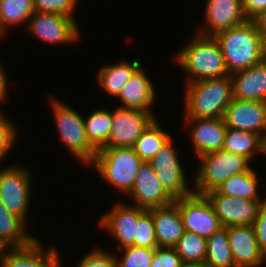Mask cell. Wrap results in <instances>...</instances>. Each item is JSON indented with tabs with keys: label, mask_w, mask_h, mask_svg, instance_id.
Returning <instances> with one entry per match:
<instances>
[{
	"label": "cell",
	"mask_w": 266,
	"mask_h": 267,
	"mask_svg": "<svg viewBox=\"0 0 266 267\" xmlns=\"http://www.w3.org/2000/svg\"><path fill=\"white\" fill-rule=\"evenodd\" d=\"M229 75L246 70L266 58V43L255 20L217 33Z\"/></svg>",
	"instance_id": "cell-1"
},
{
	"label": "cell",
	"mask_w": 266,
	"mask_h": 267,
	"mask_svg": "<svg viewBox=\"0 0 266 267\" xmlns=\"http://www.w3.org/2000/svg\"><path fill=\"white\" fill-rule=\"evenodd\" d=\"M185 118H223L233 100L231 76L187 83Z\"/></svg>",
	"instance_id": "cell-2"
},
{
	"label": "cell",
	"mask_w": 266,
	"mask_h": 267,
	"mask_svg": "<svg viewBox=\"0 0 266 267\" xmlns=\"http://www.w3.org/2000/svg\"><path fill=\"white\" fill-rule=\"evenodd\" d=\"M176 57L181 68L191 75L187 83L229 75L221 47L214 36L196 33Z\"/></svg>",
	"instance_id": "cell-3"
},
{
	"label": "cell",
	"mask_w": 266,
	"mask_h": 267,
	"mask_svg": "<svg viewBox=\"0 0 266 267\" xmlns=\"http://www.w3.org/2000/svg\"><path fill=\"white\" fill-rule=\"evenodd\" d=\"M142 162L133 147H110L98 150L90 164L116 190L128 195Z\"/></svg>",
	"instance_id": "cell-4"
},
{
	"label": "cell",
	"mask_w": 266,
	"mask_h": 267,
	"mask_svg": "<svg viewBox=\"0 0 266 267\" xmlns=\"http://www.w3.org/2000/svg\"><path fill=\"white\" fill-rule=\"evenodd\" d=\"M199 159L201 164L194 179V193L199 195L216 190L231 176L252 169L249 159L224 150L204 154Z\"/></svg>",
	"instance_id": "cell-5"
},
{
	"label": "cell",
	"mask_w": 266,
	"mask_h": 267,
	"mask_svg": "<svg viewBox=\"0 0 266 267\" xmlns=\"http://www.w3.org/2000/svg\"><path fill=\"white\" fill-rule=\"evenodd\" d=\"M52 111L60 137L71 154L85 164H90L97 151L89 144L84 118L66 104L53 99Z\"/></svg>",
	"instance_id": "cell-6"
},
{
	"label": "cell",
	"mask_w": 266,
	"mask_h": 267,
	"mask_svg": "<svg viewBox=\"0 0 266 267\" xmlns=\"http://www.w3.org/2000/svg\"><path fill=\"white\" fill-rule=\"evenodd\" d=\"M179 207L184 229L208 239L213 233L222 228V224L205 195L193 193L175 199Z\"/></svg>",
	"instance_id": "cell-7"
},
{
	"label": "cell",
	"mask_w": 266,
	"mask_h": 267,
	"mask_svg": "<svg viewBox=\"0 0 266 267\" xmlns=\"http://www.w3.org/2000/svg\"><path fill=\"white\" fill-rule=\"evenodd\" d=\"M154 120L155 116L151 112L117 106L112 110L111 133L103 148L133 147Z\"/></svg>",
	"instance_id": "cell-8"
},
{
	"label": "cell",
	"mask_w": 266,
	"mask_h": 267,
	"mask_svg": "<svg viewBox=\"0 0 266 267\" xmlns=\"http://www.w3.org/2000/svg\"><path fill=\"white\" fill-rule=\"evenodd\" d=\"M30 174L27 168L17 165L0 169V201L24 222L30 202Z\"/></svg>",
	"instance_id": "cell-9"
},
{
	"label": "cell",
	"mask_w": 266,
	"mask_h": 267,
	"mask_svg": "<svg viewBox=\"0 0 266 267\" xmlns=\"http://www.w3.org/2000/svg\"><path fill=\"white\" fill-rule=\"evenodd\" d=\"M222 226L252 225L266 198L243 199L219 194L216 190L205 194Z\"/></svg>",
	"instance_id": "cell-10"
},
{
	"label": "cell",
	"mask_w": 266,
	"mask_h": 267,
	"mask_svg": "<svg viewBox=\"0 0 266 267\" xmlns=\"http://www.w3.org/2000/svg\"><path fill=\"white\" fill-rule=\"evenodd\" d=\"M172 143L170 139L151 159L150 164L164 189L174 199H178L193 194L194 189L187 187L186 175Z\"/></svg>",
	"instance_id": "cell-11"
},
{
	"label": "cell",
	"mask_w": 266,
	"mask_h": 267,
	"mask_svg": "<svg viewBox=\"0 0 266 267\" xmlns=\"http://www.w3.org/2000/svg\"><path fill=\"white\" fill-rule=\"evenodd\" d=\"M28 30L45 42L66 44L78 41L79 28L73 17L61 14L34 12L30 18Z\"/></svg>",
	"instance_id": "cell-12"
},
{
	"label": "cell",
	"mask_w": 266,
	"mask_h": 267,
	"mask_svg": "<svg viewBox=\"0 0 266 267\" xmlns=\"http://www.w3.org/2000/svg\"><path fill=\"white\" fill-rule=\"evenodd\" d=\"M223 119L227 128L253 132L266 142V102L233 98Z\"/></svg>",
	"instance_id": "cell-13"
},
{
	"label": "cell",
	"mask_w": 266,
	"mask_h": 267,
	"mask_svg": "<svg viewBox=\"0 0 266 267\" xmlns=\"http://www.w3.org/2000/svg\"><path fill=\"white\" fill-rule=\"evenodd\" d=\"M135 201L134 206L149 210L167 206L175 199L164 189L150 162L143 161L132 190L128 193Z\"/></svg>",
	"instance_id": "cell-14"
},
{
	"label": "cell",
	"mask_w": 266,
	"mask_h": 267,
	"mask_svg": "<svg viewBox=\"0 0 266 267\" xmlns=\"http://www.w3.org/2000/svg\"><path fill=\"white\" fill-rule=\"evenodd\" d=\"M205 19L206 30L203 28V31L200 29L197 32L203 36H215L223 30L248 21L243 9V0H207Z\"/></svg>",
	"instance_id": "cell-15"
},
{
	"label": "cell",
	"mask_w": 266,
	"mask_h": 267,
	"mask_svg": "<svg viewBox=\"0 0 266 267\" xmlns=\"http://www.w3.org/2000/svg\"><path fill=\"white\" fill-rule=\"evenodd\" d=\"M146 211V209L138 206H127L117 203L107 214L101 217L100 226L106 229L116 241L118 248L132 246L134 244V236L136 235V226L138 218Z\"/></svg>",
	"instance_id": "cell-16"
},
{
	"label": "cell",
	"mask_w": 266,
	"mask_h": 267,
	"mask_svg": "<svg viewBox=\"0 0 266 267\" xmlns=\"http://www.w3.org/2000/svg\"><path fill=\"white\" fill-rule=\"evenodd\" d=\"M227 235L236 267H258L266 260L252 225L229 226Z\"/></svg>",
	"instance_id": "cell-17"
},
{
	"label": "cell",
	"mask_w": 266,
	"mask_h": 267,
	"mask_svg": "<svg viewBox=\"0 0 266 267\" xmlns=\"http://www.w3.org/2000/svg\"><path fill=\"white\" fill-rule=\"evenodd\" d=\"M8 249V253L3 250L0 267H56L61 263L57 249L43 250L36 238L26 246Z\"/></svg>",
	"instance_id": "cell-18"
},
{
	"label": "cell",
	"mask_w": 266,
	"mask_h": 267,
	"mask_svg": "<svg viewBox=\"0 0 266 267\" xmlns=\"http://www.w3.org/2000/svg\"><path fill=\"white\" fill-rule=\"evenodd\" d=\"M191 128V137L198 156L223 150L227 127L223 118H186Z\"/></svg>",
	"instance_id": "cell-19"
},
{
	"label": "cell",
	"mask_w": 266,
	"mask_h": 267,
	"mask_svg": "<svg viewBox=\"0 0 266 267\" xmlns=\"http://www.w3.org/2000/svg\"><path fill=\"white\" fill-rule=\"evenodd\" d=\"M230 76L233 81V98L266 102V58Z\"/></svg>",
	"instance_id": "cell-20"
},
{
	"label": "cell",
	"mask_w": 266,
	"mask_h": 267,
	"mask_svg": "<svg viewBox=\"0 0 266 267\" xmlns=\"http://www.w3.org/2000/svg\"><path fill=\"white\" fill-rule=\"evenodd\" d=\"M148 211L153 217L158 247H174L185 232L179 207L173 202Z\"/></svg>",
	"instance_id": "cell-21"
},
{
	"label": "cell",
	"mask_w": 266,
	"mask_h": 267,
	"mask_svg": "<svg viewBox=\"0 0 266 267\" xmlns=\"http://www.w3.org/2000/svg\"><path fill=\"white\" fill-rule=\"evenodd\" d=\"M155 95L152 81L140 66L121 88L117 97L122 101L120 107L135 108L152 113L150 106L155 101Z\"/></svg>",
	"instance_id": "cell-22"
},
{
	"label": "cell",
	"mask_w": 266,
	"mask_h": 267,
	"mask_svg": "<svg viewBox=\"0 0 266 267\" xmlns=\"http://www.w3.org/2000/svg\"><path fill=\"white\" fill-rule=\"evenodd\" d=\"M25 225L0 201V245L4 249L26 246L35 238L25 233Z\"/></svg>",
	"instance_id": "cell-23"
},
{
	"label": "cell",
	"mask_w": 266,
	"mask_h": 267,
	"mask_svg": "<svg viewBox=\"0 0 266 267\" xmlns=\"http://www.w3.org/2000/svg\"><path fill=\"white\" fill-rule=\"evenodd\" d=\"M223 150L252 161L257 153L266 155V142L253 132L227 128Z\"/></svg>",
	"instance_id": "cell-24"
},
{
	"label": "cell",
	"mask_w": 266,
	"mask_h": 267,
	"mask_svg": "<svg viewBox=\"0 0 266 267\" xmlns=\"http://www.w3.org/2000/svg\"><path fill=\"white\" fill-rule=\"evenodd\" d=\"M139 67L140 64L138 61H134L133 63L123 61L119 64L103 66L97 74L99 84L105 92L117 97L121 88Z\"/></svg>",
	"instance_id": "cell-25"
},
{
	"label": "cell",
	"mask_w": 266,
	"mask_h": 267,
	"mask_svg": "<svg viewBox=\"0 0 266 267\" xmlns=\"http://www.w3.org/2000/svg\"><path fill=\"white\" fill-rule=\"evenodd\" d=\"M257 173L251 169L231 176L216 191L219 194L243 199L260 200L258 196Z\"/></svg>",
	"instance_id": "cell-26"
},
{
	"label": "cell",
	"mask_w": 266,
	"mask_h": 267,
	"mask_svg": "<svg viewBox=\"0 0 266 267\" xmlns=\"http://www.w3.org/2000/svg\"><path fill=\"white\" fill-rule=\"evenodd\" d=\"M84 124L89 144L98 151L108 142L112 128V111L95 110L84 119Z\"/></svg>",
	"instance_id": "cell-27"
},
{
	"label": "cell",
	"mask_w": 266,
	"mask_h": 267,
	"mask_svg": "<svg viewBox=\"0 0 266 267\" xmlns=\"http://www.w3.org/2000/svg\"><path fill=\"white\" fill-rule=\"evenodd\" d=\"M207 242L205 263L208 267H236L229 246L227 227L213 233Z\"/></svg>",
	"instance_id": "cell-28"
},
{
	"label": "cell",
	"mask_w": 266,
	"mask_h": 267,
	"mask_svg": "<svg viewBox=\"0 0 266 267\" xmlns=\"http://www.w3.org/2000/svg\"><path fill=\"white\" fill-rule=\"evenodd\" d=\"M170 139H172L170 134L160 128L159 123L155 119L136 140L133 148L143 161L150 162Z\"/></svg>",
	"instance_id": "cell-29"
},
{
	"label": "cell",
	"mask_w": 266,
	"mask_h": 267,
	"mask_svg": "<svg viewBox=\"0 0 266 267\" xmlns=\"http://www.w3.org/2000/svg\"><path fill=\"white\" fill-rule=\"evenodd\" d=\"M34 12L33 0H0V36L6 26L25 23Z\"/></svg>",
	"instance_id": "cell-30"
},
{
	"label": "cell",
	"mask_w": 266,
	"mask_h": 267,
	"mask_svg": "<svg viewBox=\"0 0 266 267\" xmlns=\"http://www.w3.org/2000/svg\"><path fill=\"white\" fill-rule=\"evenodd\" d=\"M174 248L182 261L205 262L207 242L196 233L185 230Z\"/></svg>",
	"instance_id": "cell-31"
},
{
	"label": "cell",
	"mask_w": 266,
	"mask_h": 267,
	"mask_svg": "<svg viewBox=\"0 0 266 267\" xmlns=\"http://www.w3.org/2000/svg\"><path fill=\"white\" fill-rule=\"evenodd\" d=\"M122 249L123 258L116 257L117 267H150L155 248L127 246L119 250Z\"/></svg>",
	"instance_id": "cell-32"
},
{
	"label": "cell",
	"mask_w": 266,
	"mask_h": 267,
	"mask_svg": "<svg viewBox=\"0 0 266 267\" xmlns=\"http://www.w3.org/2000/svg\"><path fill=\"white\" fill-rule=\"evenodd\" d=\"M132 246L157 248L156 232L152 214L146 210L137 221L136 235Z\"/></svg>",
	"instance_id": "cell-33"
},
{
	"label": "cell",
	"mask_w": 266,
	"mask_h": 267,
	"mask_svg": "<svg viewBox=\"0 0 266 267\" xmlns=\"http://www.w3.org/2000/svg\"><path fill=\"white\" fill-rule=\"evenodd\" d=\"M35 12L73 16L77 0H33Z\"/></svg>",
	"instance_id": "cell-34"
},
{
	"label": "cell",
	"mask_w": 266,
	"mask_h": 267,
	"mask_svg": "<svg viewBox=\"0 0 266 267\" xmlns=\"http://www.w3.org/2000/svg\"><path fill=\"white\" fill-rule=\"evenodd\" d=\"M16 130L14 124L12 125L7 117H4V114L0 112V160L15 144L18 134Z\"/></svg>",
	"instance_id": "cell-35"
},
{
	"label": "cell",
	"mask_w": 266,
	"mask_h": 267,
	"mask_svg": "<svg viewBox=\"0 0 266 267\" xmlns=\"http://www.w3.org/2000/svg\"><path fill=\"white\" fill-rule=\"evenodd\" d=\"M78 267H117L116 256L101 249H93L88 255H85Z\"/></svg>",
	"instance_id": "cell-36"
},
{
	"label": "cell",
	"mask_w": 266,
	"mask_h": 267,
	"mask_svg": "<svg viewBox=\"0 0 266 267\" xmlns=\"http://www.w3.org/2000/svg\"><path fill=\"white\" fill-rule=\"evenodd\" d=\"M181 263L174 247H157L150 267H180Z\"/></svg>",
	"instance_id": "cell-37"
},
{
	"label": "cell",
	"mask_w": 266,
	"mask_h": 267,
	"mask_svg": "<svg viewBox=\"0 0 266 267\" xmlns=\"http://www.w3.org/2000/svg\"><path fill=\"white\" fill-rule=\"evenodd\" d=\"M252 226L259 249L266 256V202H264L260 207Z\"/></svg>",
	"instance_id": "cell-38"
},
{
	"label": "cell",
	"mask_w": 266,
	"mask_h": 267,
	"mask_svg": "<svg viewBox=\"0 0 266 267\" xmlns=\"http://www.w3.org/2000/svg\"><path fill=\"white\" fill-rule=\"evenodd\" d=\"M243 9L248 20H255L266 11V0H243Z\"/></svg>",
	"instance_id": "cell-39"
},
{
	"label": "cell",
	"mask_w": 266,
	"mask_h": 267,
	"mask_svg": "<svg viewBox=\"0 0 266 267\" xmlns=\"http://www.w3.org/2000/svg\"><path fill=\"white\" fill-rule=\"evenodd\" d=\"M5 71L4 68L0 65V102H4L7 99V89H8V79H7V75H5Z\"/></svg>",
	"instance_id": "cell-40"
},
{
	"label": "cell",
	"mask_w": 266,
	"mask_h": 267,
	"mask_svg": "<svg viewBox=\"0 0 266 267\" xmlns=\"http://www.w3.org/2000/svg\"><path fill=\"white\" fill-rule=\"evenodd\" d=\"M258 27H259V31L261 33V35L263 36V39L266 43V11L263 12L258 18L255 19Z\"/></svg>",
	"instance_id": "cell-41"
},
{
	"label": "cell",
	"mask_w": 266,
	"mask_h": 267,
	"mask_svg": "<svg viewBox=\"0 0 266 267\" xmlns=\"http://www.w3.org/2000/svg\"><path fill=\"white\" fill-rule=\"evenodd\" d=\"M180 267H208L205 262L182 261Z\"/></svg>",
	"instance_id": "cell-42"
},
{
	"label": "cell",
	"mask_w": 266,
	"mask_h": 267,
	"mask_svg": "<svg viewBox=\"0 0 266 267\" xmlns=\"http://www.w3.org/2000/svg\"><path fill=\"white\" fill-rule=\"evenodd\" d=\"M3 250H4V248L0 245V259H1V255H2Z\"/></svg>",
	"instance_id": "cell-43"
}]
</instances>
